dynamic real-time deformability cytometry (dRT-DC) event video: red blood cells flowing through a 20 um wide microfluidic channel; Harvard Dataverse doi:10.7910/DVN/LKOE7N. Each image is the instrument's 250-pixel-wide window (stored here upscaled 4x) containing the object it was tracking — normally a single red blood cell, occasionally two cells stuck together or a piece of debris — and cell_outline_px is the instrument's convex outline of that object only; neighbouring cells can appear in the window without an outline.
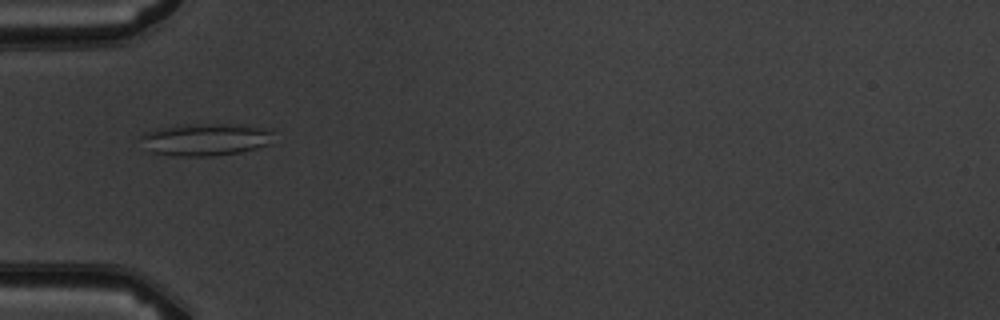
{"species": "common noctule bat (a hibernating species)", "species_latin": "Nyctalus noctula", "temperature_condition": "warm", "stored_images_in_passage": 6, "camera_frame_rate_fps": 3000, "um_per_image_px": 0.085, "animal": {"sex": "male", "body_mass_g": 19.5, "forearm_length_mm": 54.6}, "frame": {"image": 1, "passage_image": 2, "time_ms": 1.0, "image_size_px": [1000, 320], "cell_outline_px": [[272, 132], [268, 144], [256, 148], [240, 152], [212, 156], [172, 156], [152, 152], [140, 136], [144, 132], [156, 128], [176, 124], [244, 124], [272, 128]], "centroid_in_image_um": [17.49, 11.83], "position_along_channel_um": 67.5, "area_um2": 25.2}}
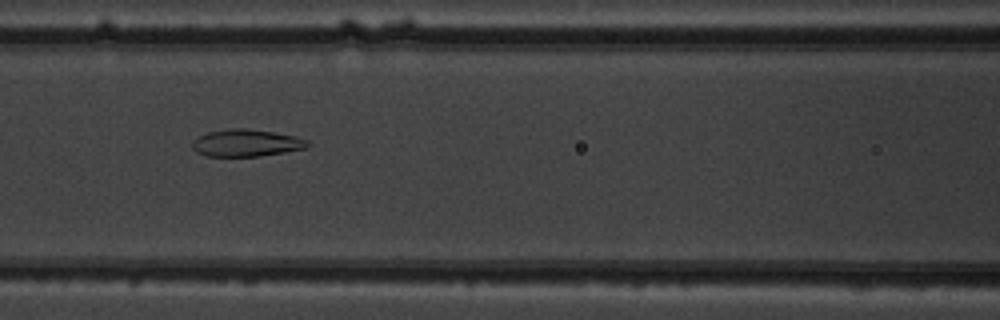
{"frame": {"image": 2, "passage_image": 4, "time_ms": 3.0, "image_size_px": [1000, 320], "cell_outline_px": [[312, 144], [308, 148], [260, 156], [204, 156], [196, 152], [192, 148], [192, 140], [208, 132], [232, 128], [244, 128], [272, 132], [296, 136], [308, 140]], "centroid_in_image_um": [20.95, 12.16], "position_along_channel_um": 145.6, "area_um2": 18.32}}
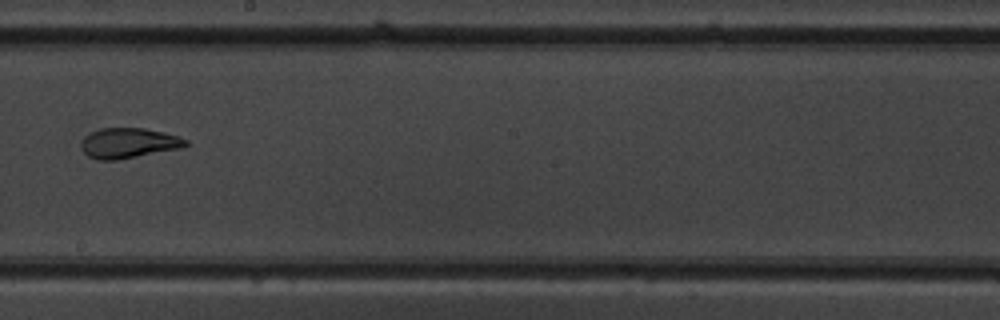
{"frame": {"image": 3, "passage_image": 6, "time_ms": 5.333, "image_size_px": [1000, 320], "cell_outline_px": [[188, 144], [184, 148], [116, 160], [96, 160], [88, 156], [80, 148], [80, 144], [84, 136], [100, 128], [144, 128], [180, 136], [188, 140]], "centroid_in_image_um": [10.94, 12.17], "position_along_channel_um": 237.3, "area_um2": 18.61}}